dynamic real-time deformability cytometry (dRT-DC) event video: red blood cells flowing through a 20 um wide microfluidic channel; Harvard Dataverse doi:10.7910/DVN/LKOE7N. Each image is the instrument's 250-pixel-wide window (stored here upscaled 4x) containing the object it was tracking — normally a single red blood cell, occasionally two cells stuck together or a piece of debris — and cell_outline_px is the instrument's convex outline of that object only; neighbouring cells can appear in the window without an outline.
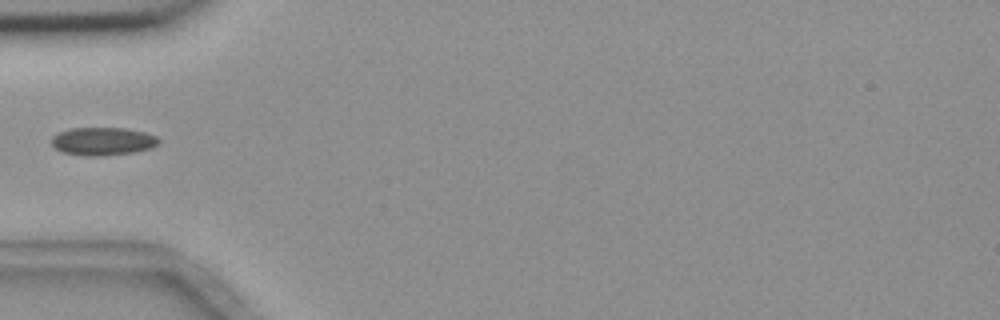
{"species": "common noctule bat (a hibernating species)", "species_latin": "Nyctalus noctula", "temperature_condition": "room temperature", "stored_images_in_passage": 4, "camera_frame_rate_fps": 3000, "um_per_image_px": 0.085, "animal": {"sex": "female", "body_mass_g": 18.4}, "frame": {"image": 1, "passage_image": 4, "time_ms": 4.333, "image_size_px": [1000, 320], "cell_outline_px": [[160, 144], [152, 148], [132, 152], [100, 156], [88, 156], [64, 152], [56, 148], [52, 144], [52, 136], [60, 132], [72, 128], [124, 128], [144, 132], [156, 136], [160, 140]], "centroid_in_image_um": [8.78, 12.0], "position_along_channel_um": 76.2, "area_um2": 17.34}}